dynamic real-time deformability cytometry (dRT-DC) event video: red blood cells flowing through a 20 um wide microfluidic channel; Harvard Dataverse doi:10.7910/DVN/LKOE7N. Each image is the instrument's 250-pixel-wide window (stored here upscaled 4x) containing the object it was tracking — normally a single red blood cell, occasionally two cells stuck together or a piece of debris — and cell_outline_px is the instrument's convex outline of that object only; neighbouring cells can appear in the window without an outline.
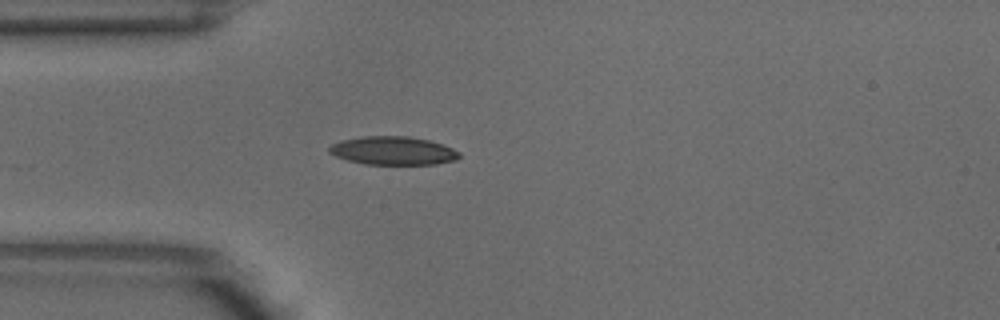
{"species": "common noctule bat (a hibernating species)", "species_latin": "Nyctalus noctula", "temperature_condition": "warm", "stored_images_in_passage": 4, "camera_frame_rate_fps": 3000, "um_per_image_px": 0.085, "animal": {"sex": "male", "body_mass_g": 18.8}, "frame": {"image": 1, "passage_image": 4, "time_ms": 1.0, "image_size_px": [1000, 320], "cell_outline_px": [[460, 156], [456, 160], [436, 164], [364, 164], [348, 160], [336, 156], [328, 152], [328, 148], [332, 144], [340, 140], [364, 136], [408, 136], [428, 140], [452, 148], [460, 152]], "centroid_in_image_um": [33.39, 12.81], "position_along_channel_um": 51.6, "area_um2": 21.44}}